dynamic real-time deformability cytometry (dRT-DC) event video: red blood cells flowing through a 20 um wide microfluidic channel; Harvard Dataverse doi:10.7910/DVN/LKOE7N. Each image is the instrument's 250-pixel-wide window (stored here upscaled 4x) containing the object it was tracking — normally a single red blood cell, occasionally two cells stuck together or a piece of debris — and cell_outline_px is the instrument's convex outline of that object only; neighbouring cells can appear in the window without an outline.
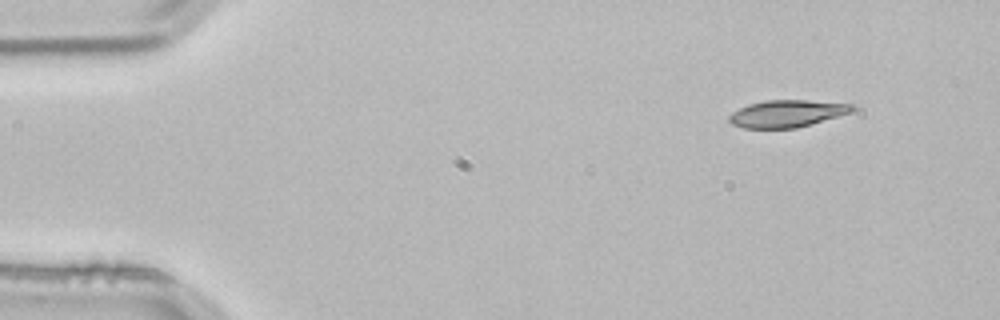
{"species": "common noctule bat (a hibernating species)", "species_latin": "Nyctalus noctula", "temperature_condition": "room temperature", "stored_images_in_passage": 2, "camera_frame_rate_fps": 3000, "um_per_image_px": 0.085, "animal": {"sex": "male", "body_mass_g": 21.5, "forearm_length_mm": 52.0}, "frame": {"image": 1, "passage_image": 1, "time_ms": 0.0, "image_size_px": [1000, 320], "cell_outline_px": [[856, 108], [852, 112], [796, 128], [744, 128], [732, 124], [728, 120], [728, 116], [732, 112], [748, 104], [764, 100], [808, 100], [852, 104]], "centroid_in_image_um": [66.87, 9.65], "position_along_channel_um": 18.1, "area_um2": 19.42}}